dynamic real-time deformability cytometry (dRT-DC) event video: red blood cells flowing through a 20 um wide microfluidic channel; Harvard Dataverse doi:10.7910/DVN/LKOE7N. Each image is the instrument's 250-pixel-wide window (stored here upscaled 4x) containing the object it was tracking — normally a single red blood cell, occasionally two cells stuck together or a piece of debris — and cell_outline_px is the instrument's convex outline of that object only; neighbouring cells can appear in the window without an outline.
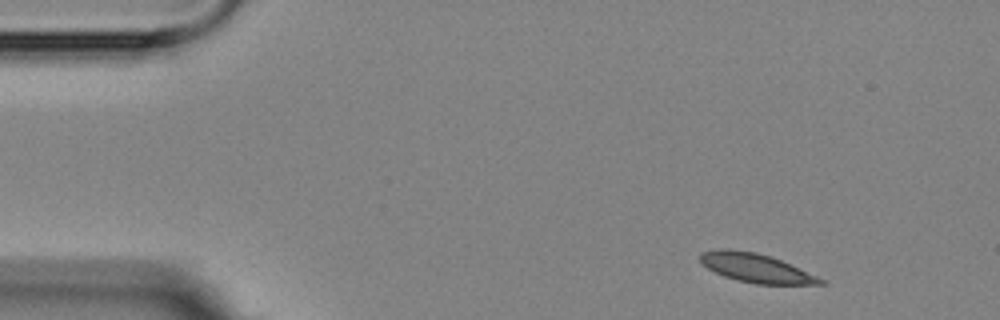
{"species": "Egyptian fruit bat (a non-hibernating species)", "species_latin": "Rousettus aegyptiacus", "temperature_condition": "room temperature", "stored_images_in_passage": 4, "segment_of_instrument_passage": [1, 2], "camera_frame_rate_fps": 3000, "um_per_image_px": 0.085, "animal": {"sex": "female"}, "frame": {"image": 1, "passage_image": 1, "time_ms": 0.0, "image_size_px": [1000, 320], "cell_outline_px": [[828, 284], [756, 284], [736, 280], [724, 276], [708, 268], [700, 260], [700, 252], [720, 248], [728, 248], [756, 252], [780, 260], [828, 280]], "centroid_in_image_um": [64.28, 22.78], "position_along_channel_um": 20.7, "area_um2": 20.23}}